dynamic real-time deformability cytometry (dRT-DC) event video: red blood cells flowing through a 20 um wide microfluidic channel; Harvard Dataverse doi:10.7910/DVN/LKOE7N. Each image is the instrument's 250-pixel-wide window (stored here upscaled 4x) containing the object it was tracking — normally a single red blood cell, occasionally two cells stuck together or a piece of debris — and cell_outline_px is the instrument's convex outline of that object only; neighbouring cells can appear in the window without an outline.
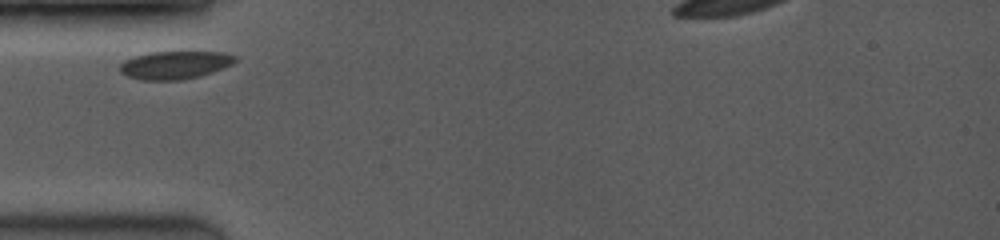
{"species": "common noctule bat (a hibernating species)", "species_latin": "Nyctalus noctula", "temperature_condition": "room temperature", "stored_images_in_passage": 19, "camera_frame_rate_fps": 3500, "um_per_image_px": 0.085, "animal": {"sex": "female", "body_mass_g": 19.0, "forearm_length_mm": 53.3}, "frame": {"image": 1, "passage_image": 1, "time_ms": 0.0, "image_size_px": [1000, 240], "cell_outline_px": [[236, 60], [232, 64], [212, 72], [200, 76], [180, 80], [140, 80], [128, 76], [120, 72], [120, 64], [124, 60], [136, 56], [152, 52], [220, 52], [236, 56]], "centroid_in_image_um": [14.85, 5.53], "position_along_channel_um": 70.2, "area_um2": 18.61}}
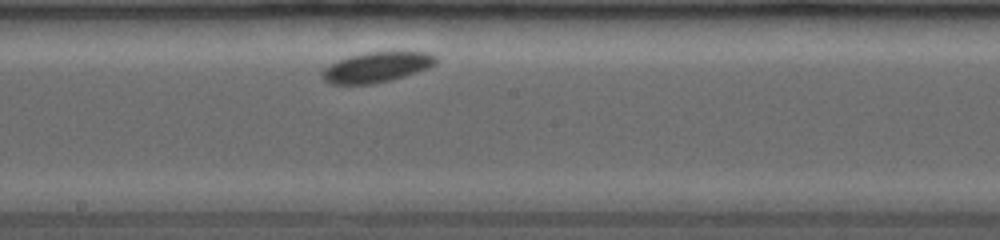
{"frame": {"image": 2, "passage_image": 8, "time_ms": 4.0, "image_size_px": [1000, 240], "cell_outline_px": [[440, 60], [436, 64], [428, 68], [404, 76], [372, 84], [328, 84], [320, 76], [332, 64], [348, 56], [368, 52], [428, 52], [436, 56]], "centroid_in_image_um": [32.07, 5.71], "position_along_channel_um": 216.1, "area_um2": 19.77}}
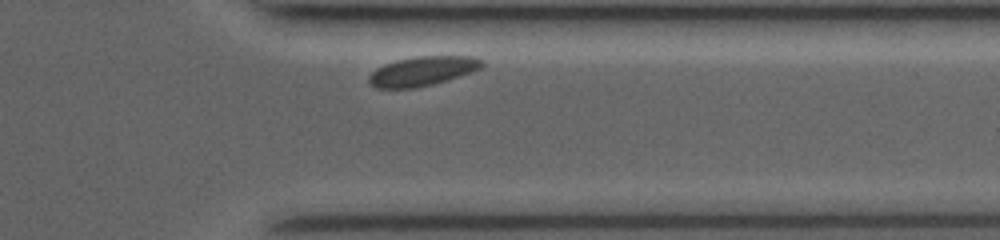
{"frame": {"image": 3, "passage_image": 17, "time_ms": 8.286, "image_size_px": [1000, 240], "cell_outline_px": [[484, 64], [480, 68], [472, 72], [432, 84], [416, 88], [376, 88], [368, 84], [368, 76], [376, 68], [384, 64], [396, 60], [416, 56], [472, 56], [484, 60]], "centroid_in_image_um": [35.88, 6.04], "position_along_channel_um": 375.5, "area_um2": 19.42}}